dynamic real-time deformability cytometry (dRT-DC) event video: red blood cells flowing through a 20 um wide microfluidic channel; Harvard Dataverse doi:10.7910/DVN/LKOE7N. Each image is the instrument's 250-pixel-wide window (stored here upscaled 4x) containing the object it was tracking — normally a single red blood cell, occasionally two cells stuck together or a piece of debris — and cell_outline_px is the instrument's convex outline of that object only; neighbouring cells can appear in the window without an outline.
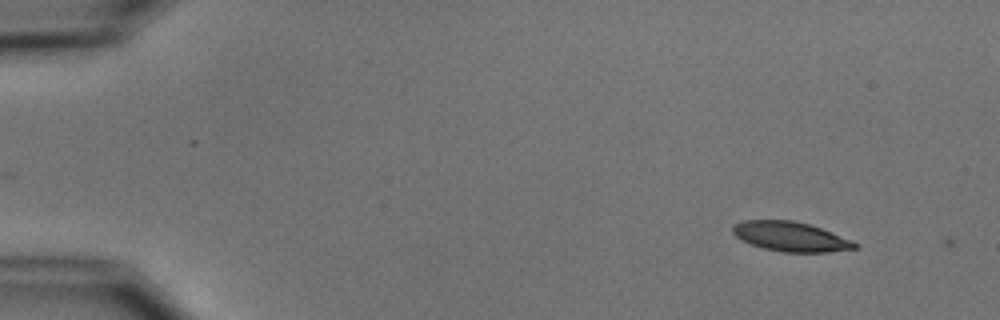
{"species": "common noctule bat (a hibernating species)", "species_latin": "Nyctalus noctula", "temperature_condition": "cold", "stored_images_in_passage": 2, "camera_frame_rate_fps": 3000, "um_per_image_px": 0.085, "animal": {"sex": "male", "body_mass_g": 15.6}, "frame": {"image": 1, "passage_image": 1, "time_ms": 0.0, "image_size_px": [1000, 320], "cell_outline_px": [[860, 248], [828, 252], [784, 252], [764, 248], [752, 244], [736, 236], [732, 232], [732, 224], [744, 220], [792, 220], [808, 224], [820, 228], [852, 240], [860, 244]], "centroid_in_image_um": [67.23, 20.11], "position_along_channel_um": 17.8, "area_um2": 20.98}}